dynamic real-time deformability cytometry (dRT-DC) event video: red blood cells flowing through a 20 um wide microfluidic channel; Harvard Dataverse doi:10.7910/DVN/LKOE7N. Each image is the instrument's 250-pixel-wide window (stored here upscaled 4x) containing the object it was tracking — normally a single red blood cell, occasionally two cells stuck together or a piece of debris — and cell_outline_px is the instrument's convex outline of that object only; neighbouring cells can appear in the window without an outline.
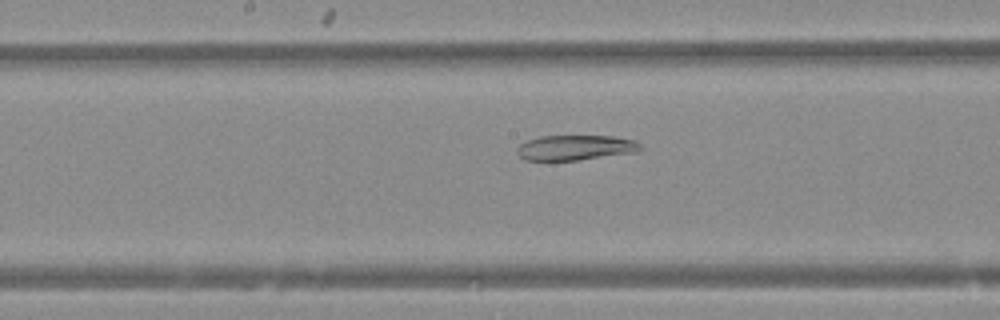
{"species": "Egyptian fruit bat (a non-hibernating species)", "species_latin": "Rousettus aegyptiacus", "temperature_condition": "warm", "stored_images_in_passage": 50, "camera_frame_rate_fps": 3000, "um_per_image_px": 0.085, "animal": {"sex": "female"}, "frame": {"image": 1, "passage_image": 26, "time_ms": 8.333, "image_size_px": [1000, 320], "cell_outline_px": [[644, 148], [640, 152], [576, 160], [524, 160], [516, 152], [516, 148], [520, 144], [528, 140], [540, 136], [612, 136], [636, 140]], "centroid_in_image_um": [48.95, 12.55], "position_along_channel_um": 199.2, "area_um2": 18.21}}
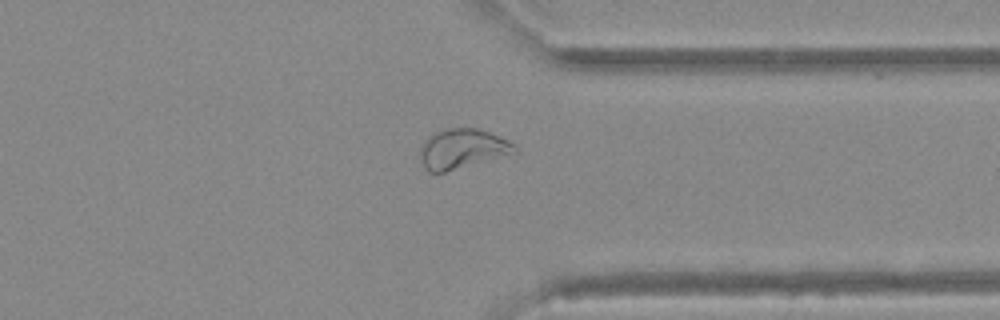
{"frame": {"image": 2, "passage_image": 39, "time_ms": 12.667, "image_size_px": [1000, 320], "cell_outline_px": [[520, 152], [444, 172], [428, 172], [424, 168], [420, 160], [420, 148], [424, 140], [432, 132], [448, 128], [476, 128], [488, 132], [508, 140], [516, 144], [520, 148]], "centroid_in_image_um": [39.31, 12.65], "position_along_channel_um": 372.1, "area_um2": 22.2}}
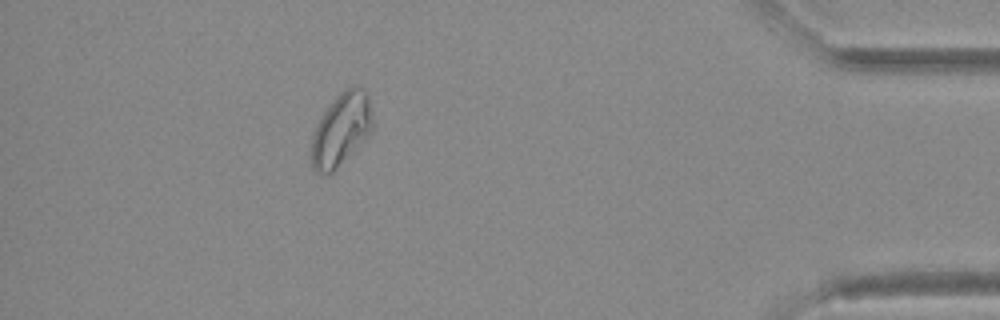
{"frame": {"image": 3, "passage_image": 45, "time_ms": 14.667, "image_size_px": [1000, 320], "cell_outline_px": [[372, 128], [336, 168], [332, 172], [324, 176], [316, 172], [312, 168], [308, 156], [312, 136], [316, 124], [324, 112], [336, 96], [344, 88], [352, 84], [356, 84], [364, 88], [368, 96], [372, 124]], "centroid_in_image_um": [28.91, 10.99], "position_along_channel_um": 406.3, "area_um2": 25.78}}